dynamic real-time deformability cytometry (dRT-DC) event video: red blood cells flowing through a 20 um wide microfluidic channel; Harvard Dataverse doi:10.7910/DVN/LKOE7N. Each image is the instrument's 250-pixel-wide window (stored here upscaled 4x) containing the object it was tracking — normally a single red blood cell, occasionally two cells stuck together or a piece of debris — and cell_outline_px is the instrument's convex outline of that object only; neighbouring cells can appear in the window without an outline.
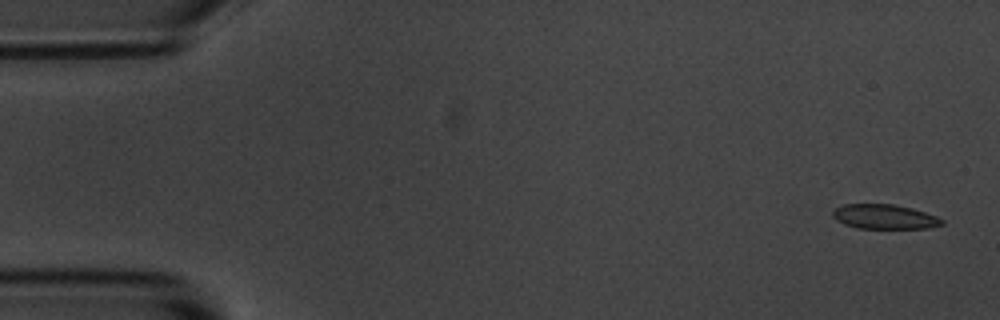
{"species": "common noctule bat (a hibernating species)", "species_latin": "Nyctalus noctula", "temperature_condition": "room temperature", "stored_images_in_passage": 55, "camera_frame_rate_fps": 3000, "um_per_image_px": 0.085, "animal": {"sex": "male", "body_mass_g": 20.1, "forearm_length_mm": 53.5}, "frame": {"image": 1, "passage_image": 1, "time_ms": 0.0, "image_size_px": [1000, 320], "cell_outline_px": [[944, 224], [928, 228], [856, 228], [844, 224], [836, 220], [832, 216], [832, 212], [836, 208], [844, 204], [892, 204], [912, 208], [936, 216], [944, 220]], "centroid_in_image_um": [75.17, 18.42], "position_along_channel_um": 9.8, "area_um2": 15.61}}
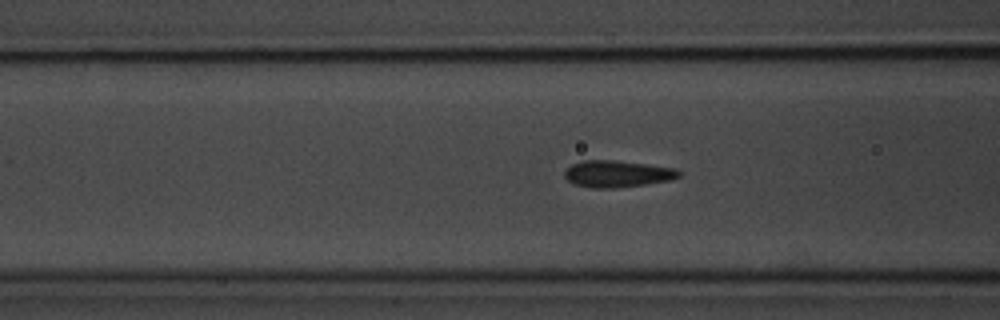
{"frame": {"image": 2, "passage_image": 20, "time_ms": 6.333, "image_size_px": [1000, 320], "cell_outline_px": [[680, 176], [672, 180], [616, 188], [592, 188], [576, 184], [568, 180], [564, 176], [564, 172], [572, 164], [584, 160], [616, 160], [648, 164], [676, 168], [680, 172]], "centroid_in_image_um": [52.49, 14.77], "position_along_channel_um": 114.1, "area_um2": 17.8}}
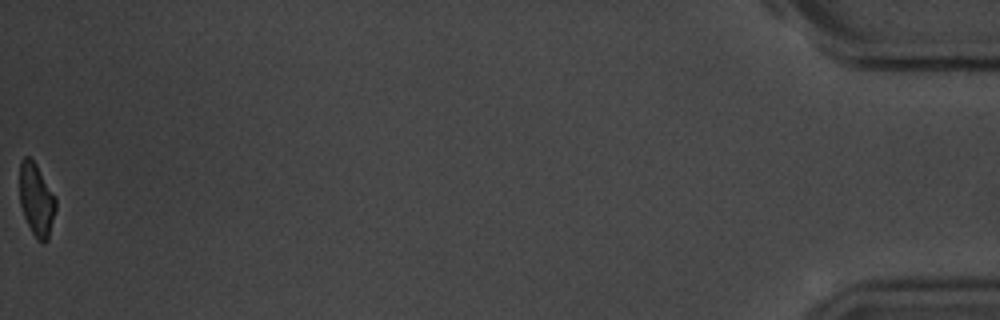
{"frame": {"image": 3, "passage_image": 55, "time_ms": 18.0, "image_size_px": [1000, 320], "cell_outline_px": [[56, 208], [48, 240], [44, 244], [40, 244], [36, 240], [24, 216], [20, 204], [20, 160], [24, 156], [28, 156], [36, 164], [56, 196]], "centroid_in_image_um": [3.11, 17.0], "position_along_channel_um": 432.1, "area_um2": 15.49}, "authors_computed_cell_mechanics": {"area_um2": 16.9932, "velocity_mm_per_s": 3.5919, "shape_relaxation_time_tau1_ms": 2.5963, "shape_relaxation_time_tau2_ms": 1.749, "deformation_change_tau1": 0.1011, "deformation_change_tau2": 0.0538}}